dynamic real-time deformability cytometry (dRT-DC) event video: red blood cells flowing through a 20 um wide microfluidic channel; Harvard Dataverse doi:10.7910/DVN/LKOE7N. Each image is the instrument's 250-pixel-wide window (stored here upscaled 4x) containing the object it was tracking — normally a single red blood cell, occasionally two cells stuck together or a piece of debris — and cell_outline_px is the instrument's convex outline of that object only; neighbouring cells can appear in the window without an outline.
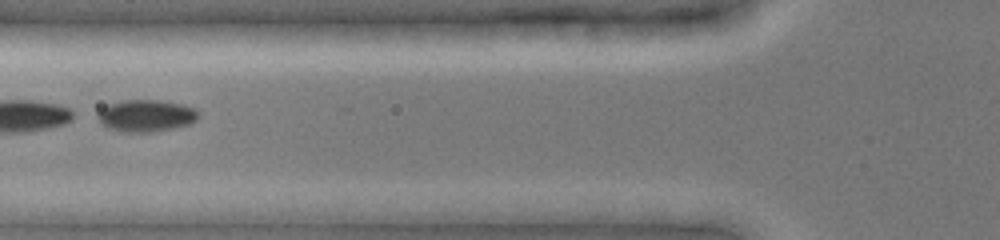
{"species": "common noctule bat (a hibernating species)", "species_latin": "Nyctalus noctula", "temperature_condition": "cold", "stored_images_in_passage": 47, "camera_frame_rate_fps": 3000, "um_per_image_px": 0.085, "animal": {"sex": "female", "body_mass_g": 19.0, "forearm_length_mm": 51.5}, "frame": {"image": 1, "passage_image": 19, "time_ms": 6.0, "image_size_px": [1000, 240], "cell_outline_px": [[200, 116], [196, 120], [188, 124], [172, 128], [148, 132], [124, 132], [108, 128], [96, 116], [100, 108], [108, 104], [124, 100], [156, 100], [180, 104], [196, 108], [200, 112]], "centroid_in_image_um": [12.42, 9.82], "position_along_channel_um": 113.4, "area_um2": 18.67}}